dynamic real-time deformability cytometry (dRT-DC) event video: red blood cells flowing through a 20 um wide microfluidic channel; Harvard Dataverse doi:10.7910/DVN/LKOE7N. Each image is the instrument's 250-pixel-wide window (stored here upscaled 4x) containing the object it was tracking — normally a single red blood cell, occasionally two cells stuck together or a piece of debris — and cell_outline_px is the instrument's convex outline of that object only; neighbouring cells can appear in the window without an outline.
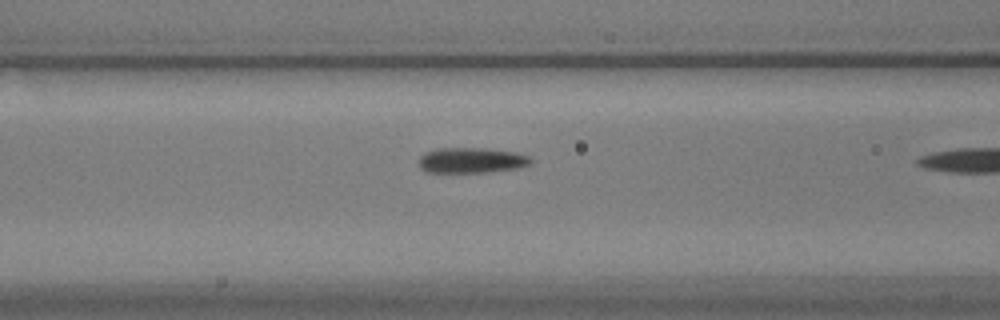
{"species": "common noctule bat (a hibernating species)", "species_latin": "Nyctalus noctula", "temperature_condition": "warm", "stored_images_in_passage": 11, "camera_frame_rate_fps": 3000, "um_per_image_px": 0.085, "animal": {"sex": "male", "body_mass_g": 17.9}, "frame": {"image": 1, "passage_image": 10, "time_ms": 3.0, "image_size_px": [1000, 320], "cell_outline_px": [[532, 164], [520, 168], [488, 172], [428, 172], [420, 168], [420, 156], [424, 152], [436, 148], [484, 148], [516, 152], [532, 156]], "centroid_in_image_um": [40.13, 13.62], "position_along_channel_um": 126.5, "area_um2": 16.82}}